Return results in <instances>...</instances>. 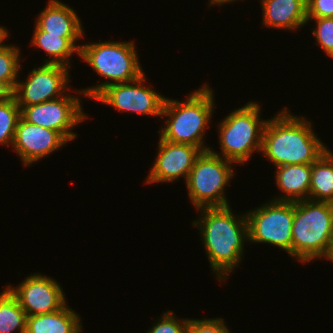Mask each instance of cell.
<instances>
[{
	"label": "cell",
	"mask_w": 333,
	"mask_h": 333,
	"mask_svg": "<svg viewBox=\"0 0 333 333\" xmlns=\"http://www.w3.org/2000/svg\"><path fill=\"white\" fill-rule=\"evenodd\" d=\"M8 30L5 29L3 26H0V43L8 37Z\"/></svg>",
	"instance_id": "31"
},
{
	"label": "cell",
	"mask_w": 333,
	"mask_h": 333,
	"mask_svg": "<svg viewBox=\"0 0 333 333\" xmlns=\"http://www.w3.org/2000/svg\"><path fill=\"white\" fill-rule=\"evenodd\" d=\"M0 43V81L5 82L13 91L19 78L20 49L13 45Z\"/></svg>",
	"instance_id": "22"
},
{
	"label": "cell",
	"mask_w": 333,
	"mask_h": 333,
	"mask_svg": "<svg viewBox=\"0 0 333 333\" xmlns=\"http://www.w3.org/2000/svg\"><path fill=\"white\" fill-rule=\"evenodd\" d=\"M135 47L132 41H106L81 45L78 54L80 58L87 62L100 77H105L111 82L87 87L78 92L84 97L94 99L110 85L130 82L143 75Z\"/></svg>",
	"instance_id": "5"
},
{
	"label": "cell",
	"mask_w": 333,
	"mask_h": 333,
	"mask_svg": "<svg viewBox=\"0 0 333 333\" xmlns=\"http://www.w3.org/2000/svg\"><path fill=\"white\" fill-rule=\"evenodd\" d=\"M20 117L21 109L14 96L7 101L0 102V144L2 146L13 144Z\"/></svg>",
	"instance_id": "23"
},
{
	"label": "cell",
	"mask_w": 333,
	"mask_h": 333,
	"mask_svg": "<svg viewBox=\"0 0 333 333\" xmlns=\"http://www.w3.org/2000/svg\"><path fill=\"white\" fill-rule=\"evenodd\" d=\"M326 258H328V260H330L331 262H333V229H332V235H331L329 250L327 252Z\"/></svg>",
	"instance_id": "29"
},
{
	"label": "cell",
	"mask_w": 333,
	"mask_h": 333,
	"mask_svg": "<svg viewBox=\"0 0 333 333\" xmlns=\"http://www.w3.org/2000/svg\"><path fill=\"white\" fill-rule=\"evenodd\" d=\"M26 313L6 287L0 293V333H26Z\"/></svg>",
	"instance_id": "21"
},
{
	"label": "cell",
	"mask_w": 333,
	"mask_h": 333,
	"mask_svg": "<svg viewBox=\"0 0 333 333\" xmlns=\"http://www.w3.org/2000/svg\"><path fill=\"white\" fill-rule=\"evenodd\" d=\"M69 94L40 104L21 108V117L28 123L59 132L68 142L76 138L73 127L88 118L81 100Z\"/></svg>",
	"instance_id": "9"
},
{
	"label": "cell",
	"mask_w": 333,
	"mask_h": 333,
	"mask_svg": "<svg viewBox=\"0 0 333 333\" xmlns=\"http://www.w3.org/2000/svg\"><path fill=\"white\" fill-rule=\"evenodd\" d=\"M67 142L59 132L28 123L20 117L12 146L22 163L29 166L47 157Z\"/></svg>",
	"instance_id": "14"
},
{
	"label": "cell",
	"mask_w": 333,
	"mask_h": 333,
	"mask_svg": "<svg viewBox=\"0 0 333 333\" xmlns=\"http://www.w3.org/2000/svg\"><path fill=\"white\" fill-rule=\"evenodd\" d=\"M261 107L249 101L235 109L218 124L221 154L209 149L213 154L231 162L244 164L253 152H261L265 125L268 120L259 119Z\"/></svg>",
	"instance_id": "6"
},
{
	"label": "cell",
	"mask_w": 333,
	"mask_h": 333,
	"mask_svg": "<svg viewBox=\"0 0 333 333\" xmlns=\"http://www.w3.org/2000/svg\"><path fill=\"white\" fill-rule=\"evenodd\" d=\"M68 68L58 64H43L31 70L26 82L18 80L13 96L19 108L66 95L65 90L70 89L68 88L70 78Z\"/></svg>",
	"instance_id": "11"
},
{
	"label": "cell",
	"mask_w": 333,
	"mask_h": 333,
	"mask_svg": "<svg viewBox=\"0 0 333 333\" xmlns=\"http://www.w3.org/2000/svg\"><path fill=\"white\" fill-rule=\"evenodd\" d=\"M249 242L269 243L284 249L292 257L294 202L265 203L246 213Z\"/></svg>",
	"instance_id": "8"
},
{
	"label": "cell",
	"mask_w": 333,
	"mask_h": 333,
	"mask_svg": "<svg viewBox=\"0 0 333 333\" xmlns=\"http://www.w3.org/2000/svg\"><path fill=\"white\" fill-rule=\"evenodd\" d=\"M36 25L49 34L65 37L78 51L80 46L75 44L85 36L77 13L59 0H49L46 8L36 18ZM81 37V38H80Z\"/></svg>",
	"instance_id": "15"
},
{
	"label": "cell",
	"mask_w": 333,
	"mask_h": 333,
	"mask_svg": "<svg viewBox=\"0 0 333 333\" xmlns=\"http://www.w3.org/2000/svg\"><path fill=\"white\" fill-rule=\"evenodd\" d=\"M314 19L316 28L313 29V36L316 38V45H320L327 56L333 58V18H307V22Z\"/></svg>",
	"instance_id": "24"
},
{
	"label": "cell",
	"mask_w": 333,
	"mask_h": 333,
	"mask_svg": "<svg viewBox=\"0 0 333 333\" xmlns=\"http://www.w3.org/2000/svg\"><path fill=\"white\" fill-rule=\"evenodd\" d=\"M333 229V203L310 199L294 202L292 257L301 263L326 258Z\"/></svg>",
	"instance_id": "4"
},
{
	"label": "cell",
	"mask_w": 333,
	"mask_h": 333,
	"mask_svg": "<svg viewBox=\"0 0 333 333\" xmlns=\"http://www.w3.org/2000/svg\"><path fill=\"white\" fill-rule=\"evenodd\" d=\"M78 315L65 304L55 312L26 317V333H81Z\"/></svg>",
	"instance_id": "18"
},
{
	"label": "cell",
	"mask_w": 333,
	"mask_h": 333,
	"mask_svg": "<svg viewBox=\"0 0 333 333\" xmlns=\"http://www.w3.org/2000/svg\"><path fill=\"white\" fill-rule=\"evenodd\" d=\"M275 175L276 185L282 195L274 201L297 202L309 199L311 183V164H292L277 166ZM285 196H284V194Z\"/></svg>",
	"instance_id": "17"
},
{
	"label": "cell",
	"mask_w": 333,
	"mask_h": 333,
	"mask_svg": "<svg viewBox=\"0 0 333 333\" xmlns=\"http://www.w3.org/2000/svg\"><path fill=\"white\" fill-rule=\"evenodd\" d=\"M158 144L157 157L146 183H171L182 177L187 181L196 159L203 151L194 145L174 143L161 137Z\"/></svg>",
	"instance_id": "13"
},
{
	"label": "cell",
	"mask_w": 333,
	"mask_h": 333,
	"mask_svg": "<svg viewBox=\"0 0 333 333\" xmlns=\"http://www.w3.org/2000/svg\"><path fill=\"white\" fill-rule=\"evenodd\" d=\"M232 163L210 150L196 159L185 182L189 199L196 209L229 206L224 190L234 176Z\"/></svg>",
	"instance_id": "7"
},
{
	"label": "cell",
	"mask_w": 333,
	"mask_h": 333,
	"mask_svg": "<svg viewBox=\"0 0 333 333\" xmlns=\"http://www.w3.org/2000/svg\"><path fill=\"white\" fill-rule=\"evenodd\" d=\"M145 74L125 83L104 88L93 100L115 107L123 112L161 117L166 97L143 84Z\"/></svg>",
	"instance_id": "10"
},
{
	"label": "cell",
	"mask_w": 333,
	"mask_h": 333,
	"mask_svg": "<svg viewBox=\"0 0 333 333\" xmlns=\"http://www.w3.org/2000/svg\"><path fill=\"white\" fill-rule=\"evenodd\" d=\"M188 95L186 101L165 99L161 116L168 118L166 126L158 133L164 140L208 151L210 148L204 145L203 136L214 112L213 90L204 84Z\"/></svg>",
	"instance_id": "3"
},
{
	"label": "cell",
	"mask_w": 333,
	"mask_h": 333,
	"mask_svg": "<svg viewBox=\"0 0 333 333\" xmlns=\"http://www.w3.org/2000/svg\"><path fill=\"white\" fill-rule=\"evenodd\" d=\"M173 312H164L163 317L158 319L157 323L147 331L148 333H187L188 319H182L181 322L178 318L173 316Z\"/></svg>",
	"instance_id": "25"
},
{
	"label": "cell",
	"mask_w": 333,
	"mask_h": 333,
	"mask_svg": "<svg viewBox=\"0 0 333 333\" xmlns=\"http://www.w3.org/2000/svg\"><path fill=\"white\" fill-rule=\"evenodd\" d=\"M198 226L210 267L218 280L225 281L242 260L244 241L249 240L246 214L234 215L230 206L204 207Z\"/></svg>",
	"instance_id": "1"
},
{
	"label": "cell",
	"mask_w": 333,
	"mask_h": 333,
	"mask_svg": "<svg viewBox=\"0 0 333 333\" xmlns=\"http://www.w3.org/2000/svg\"><path fill=\"white\" fill-rule=\"evenodd\" d=\"M31 44L43 49L50 58L45 60L44 64H58L65 67L69 66V61L73 53L79 54V51L65 38L59 35L49 34L42 31L36 24Z\"/></svg>",
	"instance_id": "20"
},
{
	"label": "cell",
	"mask_w": 333,
	"mask_h": 333,
	"mask_svg": "<svg viewBox=\"0 0 333 333\" xmlns=\"http://www.w3.org/2000/svg\"><path fill=\"white\" fill-rule=\"evenodd\" d=\"M307 18H333V0H306Z\"/></svg>",
	"instance_id": "27"
},
{
	"label": "cell",
	"mask_w": 333,
	"mask_h": 333,
	"mask_svg": "<svg viewBox=\"0 0 333 333\" xmlns=\"http://www.w3.org/2000/svg\"><path fill=\"white\" fill-rule=\"evenodd\" d=\"M263 24L274 29L294 30L307 22L306 0H260Z\"/></svg>",
	"instance_id": "16"
},
{
	"label": "cell",
	"mask_w": 333,
	"mask_h": 333,
	"mask_svg": "<svg viewBox=\"0 0 333 333\" xmlns=\"http://www.w3.org/2000/svg\"><path fill=\"white\" fill-rule=\"evenodd\" d=\"M13 97V90L3 81H0V102Z\"/></svg>",
	"instance_id": "28"
},
{
	"label": "cell",
	"mask_w": 333,
	"mask_h": 333,
	"mask_svg": "<svg viewBox=\"0 0 333 333\" xmlns=\"http://www.w3.org/2000/svg\"><path fill=\"white\" fill-rule=\"evenodd\" d=\"M7 288L16 297L27 317L52 313L67 304L60 283L46 275L33 273L18 286L8 285Z\"/></svg>",
	"instance_id": "12"
},
{
	"label": "cell",
	"mask_w": 333,
	"mask_h": 333,
	"mask_svg": "<svg viewBox=\"0 0 333 333\" xmlns=\"http://www.w3.org/2000/svg\"><path fill=\"white\" fill-rule=\"evenodd\" d=\"M223 320L221 318L190 319L187 333H230Z\"/></svg>",
	"instance_id": "26"
},
{
	"label": "cell",
	"mask_w": 333,
	"mask_h": 333,
	"mask_svg": "<svg viewBox=\"0 0 333 333\" xmlns=\"http://www.w3.org/2000/svg\"><path fill=\"white\" fill-rule=\"evenodd\" d=\"M234 1H237V0H210L209 1V6H213V4H215V5H222V4H226V3H230V2H233L234 3Z\"/></svg>",
	"instance_id": "30"
},
{
	"label": "cell",
	"mask_w": 333,
	"mask_h": 333,
	"mask_svg": "<svg viewBox=\"0 0 333 333\" xmlns=\"http://www.w3.org/2000/svg\"><path fill=\"white\" fill-rule=\"evenodd\" d=\"M309 199L333 203V153L329 149L311 164Z\"/></svg>",
	"instance_id": "19"
},
{
	"label": "cell",
	"mask_w": 333,
	"mask_h": 333,
	"mask_svg": "<svg viewBox=\"0 0 333 333\" xmlns=\"http://www.w3.org/2000/svg\"><path fill=\"white\" fill-rule=\"evenodd\" d=\"M306 117L291 114L287 107L268 119L261 152L277 166L312 164L328 148L312 130Z\"/></svg>",
	"instance_id": "2"
}]
</instances>
